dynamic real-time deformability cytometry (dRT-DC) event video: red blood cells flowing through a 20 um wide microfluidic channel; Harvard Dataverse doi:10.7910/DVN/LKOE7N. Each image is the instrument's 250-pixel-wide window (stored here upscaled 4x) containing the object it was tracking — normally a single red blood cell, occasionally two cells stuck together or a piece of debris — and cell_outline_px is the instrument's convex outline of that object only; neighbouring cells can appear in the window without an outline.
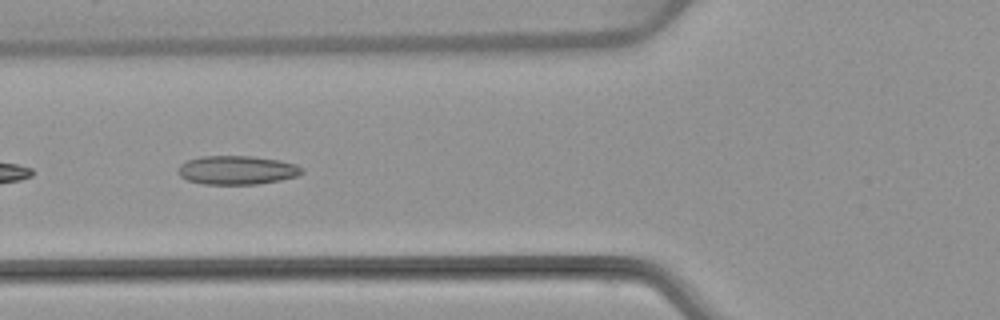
{"species": "common noctule bat (a hibernating species)", "species_latin": "Nyctalus noctula", "temperature_condition": "warm", "stored_images_in_passage": 6, "camera_frame_rate_fps": 3000, "um_per_image_px": 0.085, "animal": {"sex": "female", "body_mass_g": 22.7, "forearm_length_mm": 54.2}, "frame": {"image": 1, "passage_image": 5, "time_ms": 5.667, "image_size_px": [1000, 320], "cell_outline_px": [[304, 172], [296, 176], [280, 180], [256, 184], [204, 184], [188, 180], [180, 176], [180, 164], [188, 160], [200, 156], [252, 156], [280, 160], [296, 164], [304, 168]], "centroid_in_image_um": [20.18, 14.45], "position_along_channel_um": 105.6, "area_um2": 20.69}}
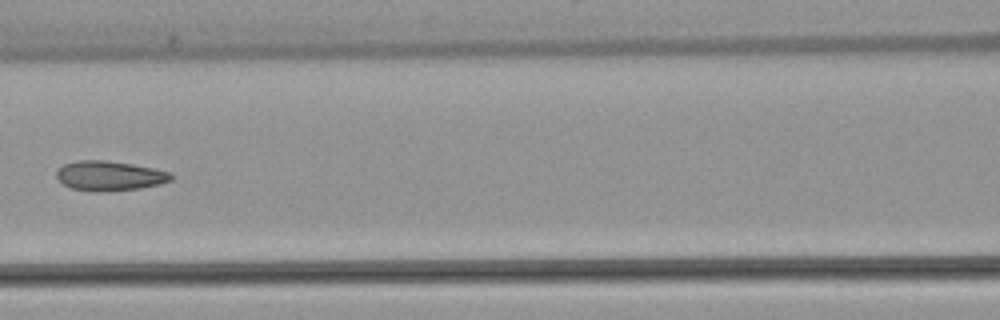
{"frame": {"image": 2, "passage_image": 6, "time_ms": 7.0, "image_size_px": [1000, 320], "cell_outline_px": [[172, 180], [160, 184], [140, 188], [108, 192], [92, 192], [72, 188], [64, 184], [56, 176], [56, 172], [64, 164], [80, 160], [108, 160], [132, 164], [172, 172]], "centroid_in_image_um": [9.33, 14.95], "position_along_channel_um": 157.3, "area_um2": 19.94}}